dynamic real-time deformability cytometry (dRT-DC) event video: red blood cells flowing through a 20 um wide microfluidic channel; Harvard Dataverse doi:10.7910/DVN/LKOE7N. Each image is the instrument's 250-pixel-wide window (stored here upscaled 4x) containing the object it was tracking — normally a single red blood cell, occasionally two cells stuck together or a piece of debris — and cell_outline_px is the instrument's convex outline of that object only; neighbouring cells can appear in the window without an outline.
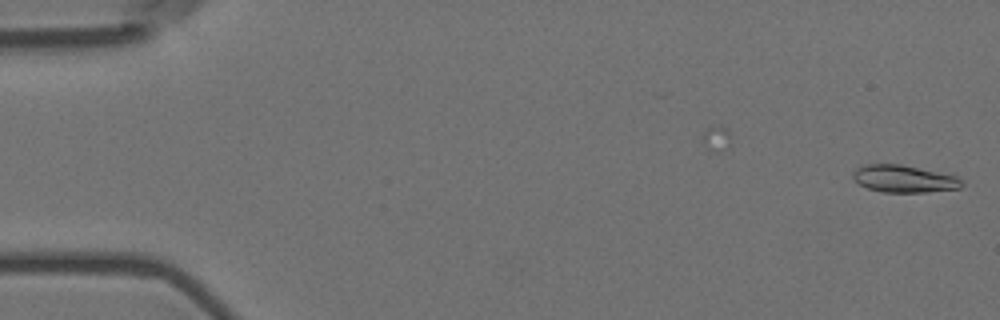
{"species": "Egyptian fruit bat (a non-hibernating species)", "species_latin": "Rousettus aegyptiacus", "temperature_condition": "room temperature", "stored_images_in_passage": 7, "camera_frame_rate_fps": 3000, "um_per_image_px": 0.085, "animal": {"sex": "female"}, "frame": {"image": 1, "passage_image": 1, "time_ms": 0.0, "image_size_px": [1000, 320], "cell_outline_px": [[964, 184], [960, 188], [924, 192], [884, 192], [868, 188], [860, 184], [852, 176], [852, 172], [856, 168], [864, 164], [900, 164], [956, 176], [964, 180]], "centroid_in_image_um": [76.84, 15.19], "position_along_channel_um": 8.2, "area_um2": 17.17}}
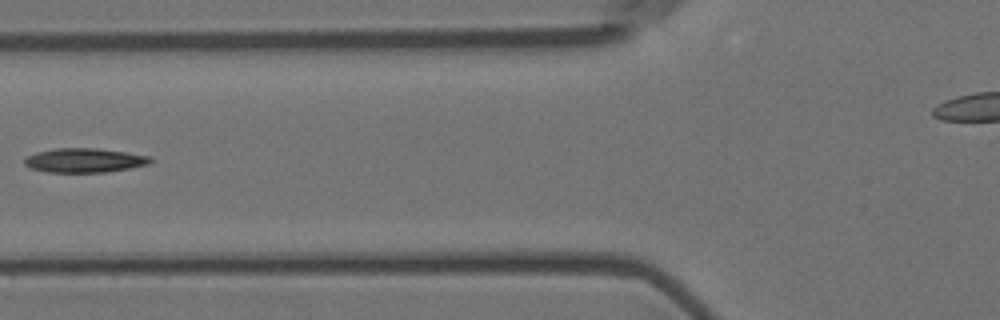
{"frame": {"image": 2, "passage_image": 7, "time_ms": 2.0, "image_size_px": [1000, 320], "cell_outline_px": [[152, 160], [148, 164], [128, 168], [104, 172], [48, 172], [28, 168], [24, 164], [24, 156], [36, 152], [56, 148], [96, 148], [152, 156]], "centroid_in_image_um": [7.11, 13.62], "position_along_channel_um": 118.7, "area_um2": 17.8}}